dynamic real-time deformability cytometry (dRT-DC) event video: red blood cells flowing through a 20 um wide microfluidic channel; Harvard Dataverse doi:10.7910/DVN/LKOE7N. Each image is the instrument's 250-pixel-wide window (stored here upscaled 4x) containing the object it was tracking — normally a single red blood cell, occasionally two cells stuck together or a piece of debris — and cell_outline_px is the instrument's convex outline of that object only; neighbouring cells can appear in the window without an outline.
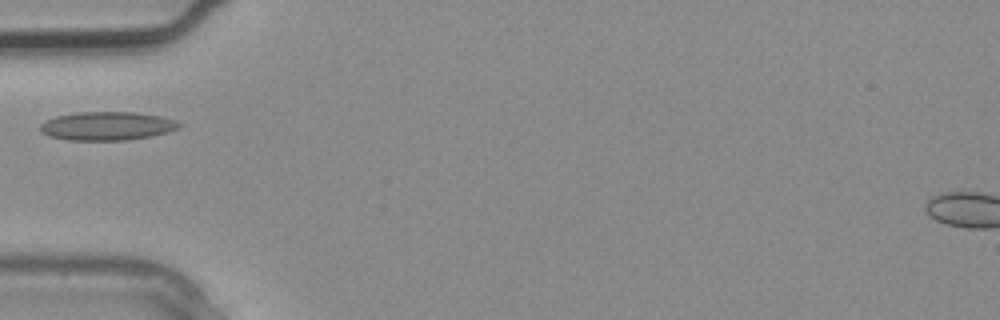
{"species": "common noctule bat (a hibernating species)", "species_latin": "Nyctalus noctula", "temperature_condition": "warm", "stored_images_in_passage": 1, "camera_frame_rate_fps": 3000, "um_per_image_px": 0.085, "animal": {"sex": "male", "body_mass_g": 20.4}, "frame": {"image": 1, "passage_image": 1, "time_ms": 0.0, "image_size_px": [1000, 320], "cell_outline_px": [[184, 124], [180, 128], [168, 132], [152, 136], [128, 140], [68, 140], [48, 136], [40, 128], [40, 124], [44, 120], [56, 116], [76, 112], [136, 112], [160, 116], [176, 120]], "centroid_in_image_um": [9.14, 10.7], "position_along_channel_um": 75.9, "area_um2": 23.35}}